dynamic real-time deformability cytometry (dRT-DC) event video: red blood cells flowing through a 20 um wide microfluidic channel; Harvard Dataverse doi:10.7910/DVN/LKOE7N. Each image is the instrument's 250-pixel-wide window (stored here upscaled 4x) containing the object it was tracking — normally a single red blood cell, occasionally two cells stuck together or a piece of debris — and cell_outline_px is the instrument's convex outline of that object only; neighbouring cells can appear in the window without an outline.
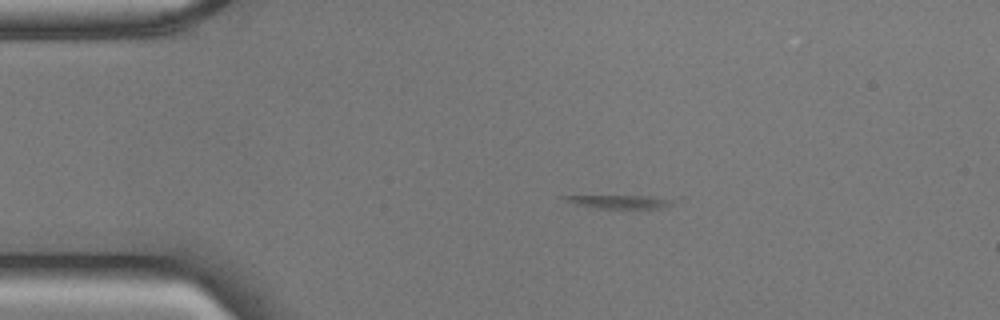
{"species": "common noctule bat (a hibernating species)", "species_latin": "Nyctalus noctula", "temperature_condition": "cold", "stored_images_in_passage": 10, "camera_frame_rate_fps": 3000, "um_per_image_px": 0.085, "animal": {"sex": "male", "body_mass_g": 17.9, "forearm_length_mm": 54.2}, "frame": {"image": 1, "passage_image": 10, "time_ms": 3.0, "image_size_px": [1000, 320], "cell_outline_px": [[684, 196], [680, 200], [668, 208], [632, 212], [588, 208], [572, 204], [556, 196]], "centroid_in_image_um": [52.99, 17.21], "position_along_channel_um": 32.0, "area_um2": 10.46}}